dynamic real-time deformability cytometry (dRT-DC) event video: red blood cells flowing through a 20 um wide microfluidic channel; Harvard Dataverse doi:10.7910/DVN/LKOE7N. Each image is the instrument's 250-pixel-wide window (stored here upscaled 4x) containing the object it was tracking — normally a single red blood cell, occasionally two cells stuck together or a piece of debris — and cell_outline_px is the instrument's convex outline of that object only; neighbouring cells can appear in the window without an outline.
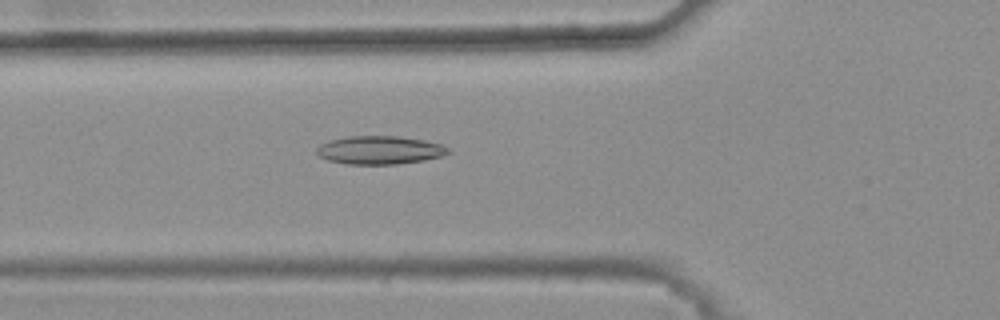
{"species": "common noctule bat (a hibernating species)", "species_latin": "Nyctalus noctula", "temperature_condition": "warm", "stored_images_in_passage": 43, "camera_frame_rate_fps": 3000, "um_per_image_px": 0.085, "animal": {"sex": "female", "body_mass_g": 25.1}, "frame": {"image": 1, "passage_image": 15, "time_ms": 4.667, "image_size_px": [1000, 320], "cell_outline_px": [[452, 152], [440, 156], [420, 160], [396, 164], [348, 164], [328, 160], [320, 156], [316, 152], [316, 148], [320, 144], [332, 140], [348, 136], [400, 136], [424, 140], [440, 144], [448, 148]], "centroid_in_image_um": [32.26, 12.75], "position_along_channel_um": 93.5, "area_um2": 21.44}}
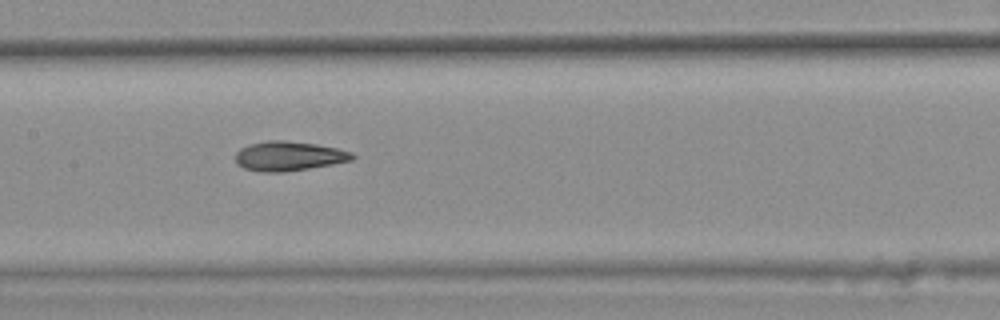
{"frame": {"image": 2, "passage_image": 22, "time_ms": 7.0, "image_size_px": [1000, 320], "cell_outline_px": [[356, 156], [352, 160], [332, 164], [284, 172], [264, 172], [244, 168], [236, 160], [236, 152], [240, 148], [248, 144], [268, 140], [284, 140], [316, 144], [336, 148], [352, 152]], "centroid_in_image_um": [24.55, 13.25], "position_along_channel_um": 182.9, "area_um2": 19.94}}
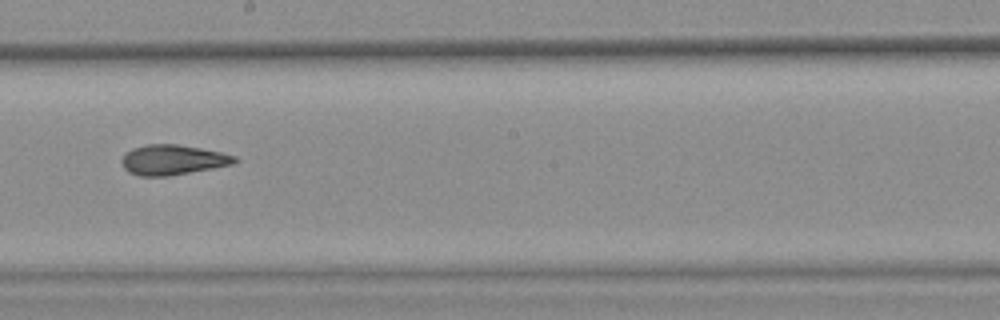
{"frame": {"image": 3, "passage_image": 26, "time_ms": 8.333, "image_size_px": [1000, 320], "cell_outline_px": [[240, 160], [232, 164], [168, 176], [140, 176], [128, 172], [124, 168], [120, 160], [124, 152], [132, 148], [148, 144], [180, 144], [220, 152], [236, 156]], "centroid_in_image_um": [14.64, 13.58], "position_along_channel_um": 233.6, "area_um2": 19.83}, "authors_computed_cell_mechanics": {"area_um2": 19.8254, "velocity_mm_per_s": 3.8119, "shape_relaxation_time_tau1_ms": null, "shape_relaxation_time_tau2_ms": 2.6729, "deformation_change_tau1": null, "deformation_change_tau2": 0.0947}}